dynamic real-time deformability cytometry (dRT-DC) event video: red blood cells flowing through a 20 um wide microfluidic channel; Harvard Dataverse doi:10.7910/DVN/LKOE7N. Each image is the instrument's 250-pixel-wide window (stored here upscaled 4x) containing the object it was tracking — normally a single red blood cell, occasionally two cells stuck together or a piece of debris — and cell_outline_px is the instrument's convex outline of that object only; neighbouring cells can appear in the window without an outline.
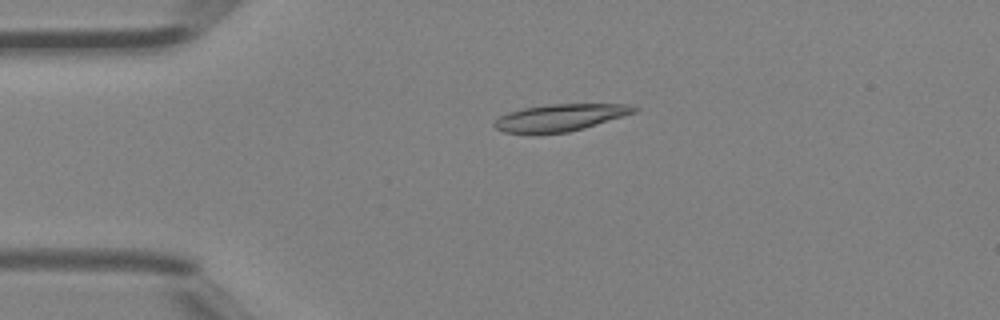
{"species": "Egyptian fruit bat (a non-hibernating species)", "species_latin": "Rousettus aegyptiacus", "temperature_condition": "room temperature", "stored_images_in_passage": 5, "camera_frame_rate_fps": 3000, "um_per_image_px": 0.085, "animal": {"sex": "female"}, "frame": {"image": 1, "passage_image": 3, "time_ms": 0.667, "image_size_px": [1000, 320], "cell_outline_px": [[640, 108], [636, 112], [624, 116], [584, 128], [568, 132], [504, 132], [496, 128], [492, 124], [500, 116], [508, 112], [524, 108], [548, 104], [632, 104]], "centroid_in_image_um": [47.68, 9.97], "position_along_channel_um": 37.3, "area_um2": 21.68}}
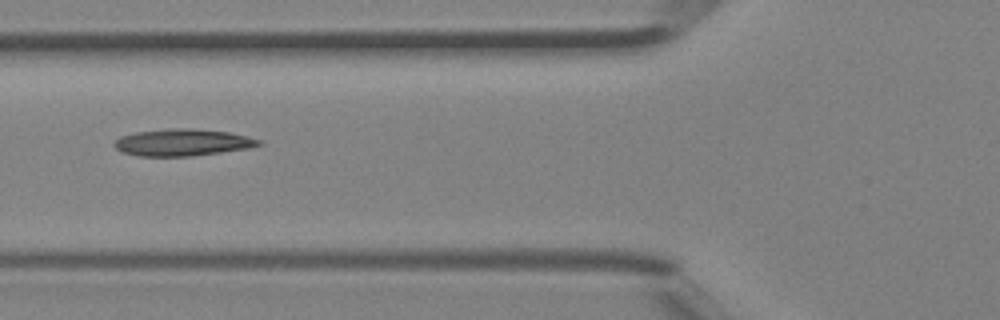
{"frame": {"image": 2, "passage_image": 5, "time_ms": 1.333, "image_size_px": [1000, 320], "cell_outline_px": [[264, 144], [248, 148], [192, 156], [136, 156], [120, 152], [112, 144], [120, 136], [136, 132], [172, 128], [188, 128], [232, 132], [248, 136], [260, 140]], "centroid_in_image_um": [15.5, 12.11], "position_along_channel_um": 110.3, "area_um2": 22.77}}